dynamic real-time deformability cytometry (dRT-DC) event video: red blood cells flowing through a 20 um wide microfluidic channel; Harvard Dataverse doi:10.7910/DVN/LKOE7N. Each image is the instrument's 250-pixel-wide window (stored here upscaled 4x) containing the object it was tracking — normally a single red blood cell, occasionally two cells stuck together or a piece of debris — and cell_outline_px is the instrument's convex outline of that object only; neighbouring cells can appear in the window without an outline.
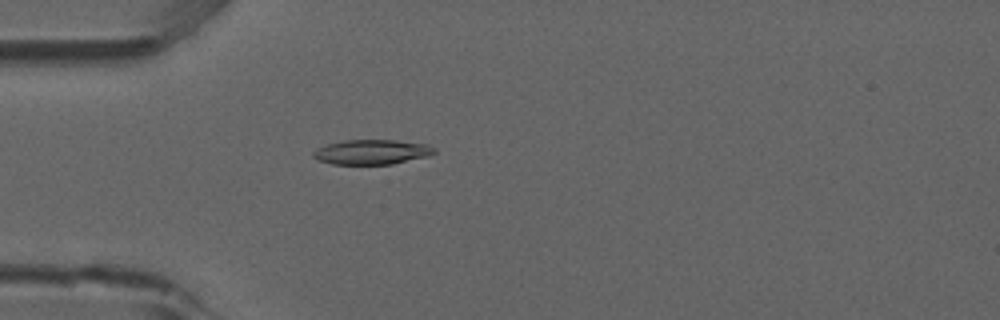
{"species": "common noctule bat (a hibernating species)", "species_latin": "Nyctalus noctula", "temperature_condition": "room temperature", "stored_images_in_passage": 50, "camera_frame_rate_fps": 3000, "um_per_image_px": 0.085, "animal": {"sex": "male", "forearm_length_mm": 52.5}, "frame": {"image": 1, "passage_image": 12, "time_ms": 3.667, "image_size_px": [1000, 320], "cell_outline_px": [[436, 152], [428, 156], [392, 164], [332, 164], [316, 160], [312, 156], [312, 152], [316, 148], [328, 144], [344, 140], [396, 140], [428, 144], [436, 148]], "centroid_in_image_um": [31.59, 12.92], "position_along_channel_um": 53.4, "area_um2": 17.63}}
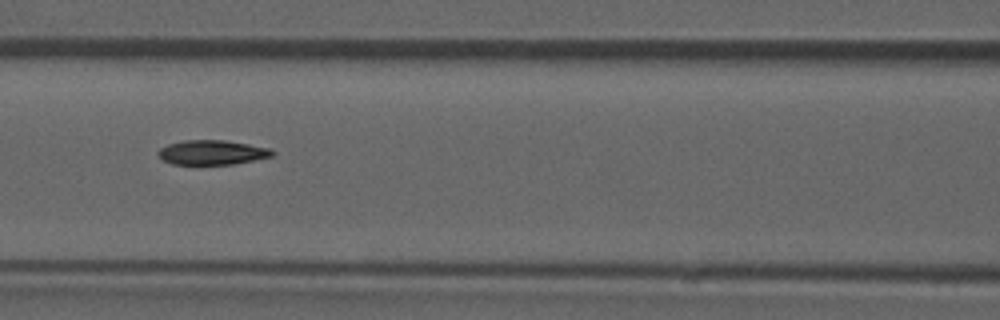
{"frame": {"image": 2, "passage_image": 20, "time_ms": 6.333, "image_size_px": [1000, 320], "cell_outline_px": [[276, 152], [272, 156], [232, 164], [172, 164], [164, 160], [156, 152], [160, 148], [168, 144], [184, 140], [224, 140], [272, 148]], "centroid_in_image_um": [18.04, 12.95], "position_along_channel_um": 148.6, "area_um2": 16.24}}
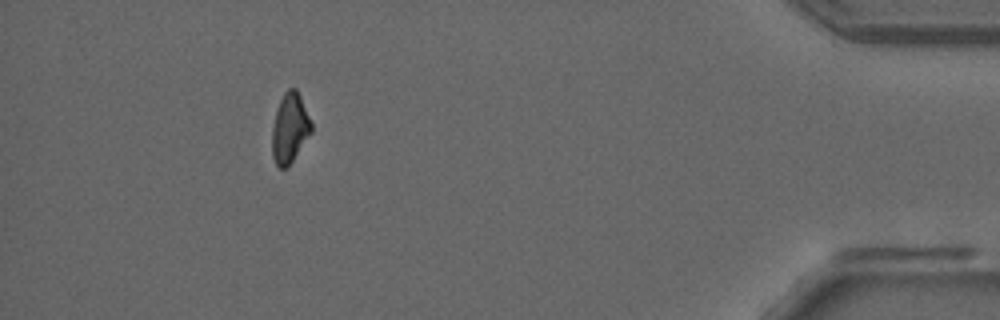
{"frame": {"image": 3, "passage_image": 45, "time_ms": 14.667, "image_size_px": [1000, 320], "cell_outline_px": [[312, 132], [292, 160], [284, 168], [280, 168], [276, 164], [272, 156], [272, 128], [276, 108], [284, 92], [288, 88], [296, 88], [300, 96], [312, 124]], "centroid_in_image_um": [24.62, 10.86], "position_along_channel_um": 410.6, "area_um2": 15.78}, "authors_computed_cell_mechanics": {"area_um2": 16.9065, "velocity_mm_per_s": 3.8614, "shape_relaxation_time_tau1_ms": 9.4308, "shape_relaxation_time_tau2_ms": null, "deformation_change_tau1": 0.2033, "deformation_change_tau2": null}}